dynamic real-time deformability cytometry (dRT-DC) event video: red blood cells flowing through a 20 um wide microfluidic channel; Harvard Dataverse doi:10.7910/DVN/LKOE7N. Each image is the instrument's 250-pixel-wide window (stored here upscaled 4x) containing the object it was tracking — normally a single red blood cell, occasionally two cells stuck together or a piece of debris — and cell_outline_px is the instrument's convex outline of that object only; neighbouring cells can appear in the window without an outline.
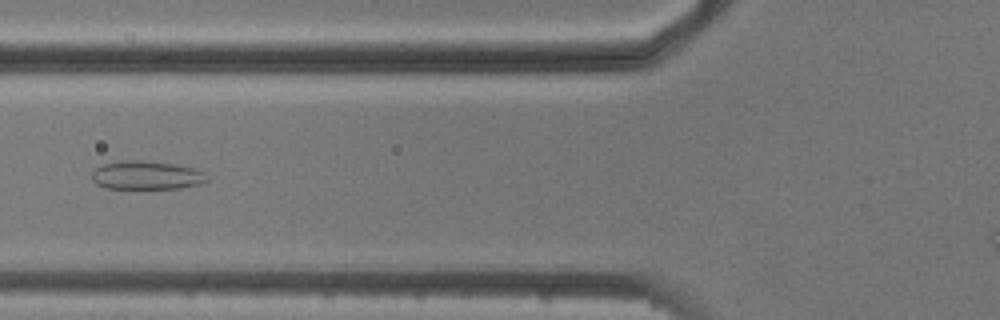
{"species": "common noctule bat (a hibernating species)", "species_latin": "Nyctalus noctula", "temperature_condition": "cold", "stored_images_in_passage": 7, "camera_frame_rate_fps": 3000, "um_per_image_px": 0.085, "animal": {"sex": "male", "body_mass_g": 20.5, "forearm_length_mm": 52.5}, "frame": {"image": 1, "passage_image": 5, "time_ms": 4.667, "image_size_px": [1000, 320], "cell_outline_px": [[208, 180], [200, 184], [180, 188], [104, 188], [96, 184], [92, 180], [92, 172], [96, 168], [104, 164], [120, 160], [140, 160], [172, 164], [196, 168], [204, 172], [208, 176]], "centroid_in_image_um": [12.46, 14.89], "position_along_channel_um": 113.3, "area_um2": 19.19}}
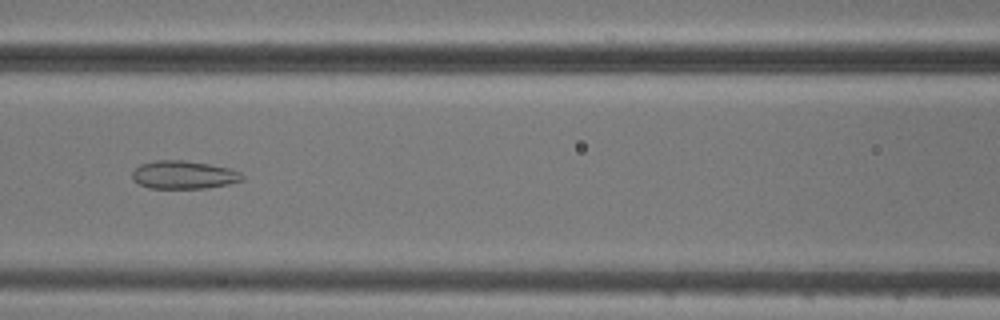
{"frame": {"image": 2, "passage_image": 6, "time_ms": 5.667, "image_size_px": [1000, 320], "cell_outline_px": [[244, 180], [228, 184], [204, 188], [148, 188], [132, 180], [132, 172], [140, 164], [156, 160], [184, 160], [232, 168], [240, 172], [244, 176]], "centroid_in_image_um": [15.62, 14.86], "position_along_channel_um": 151.0, "area_um2": 18.09}}
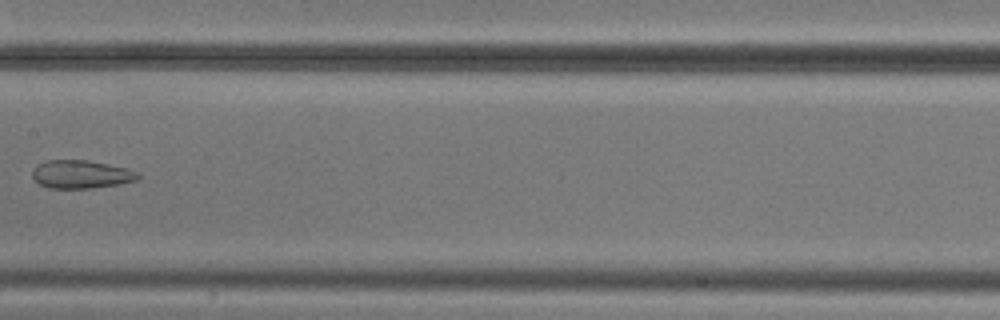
{"frame": {"image": 3, "passage_image": 7, "time_ms": 7.0, "image_size_px": [1000, 320], "cell_outline_px": [[140, 176], [136, 180], [116, 184], [92, 188], [48, 188], [40, 184], [32, 176], [32, 168], [36, 164], [44, 160], [88, 160], [128, 168], [140, 172]], "centroid_in_image_um": [6.87, 14.8], "position_along_channel_um": 200.5, "area_um2": 17.46}}